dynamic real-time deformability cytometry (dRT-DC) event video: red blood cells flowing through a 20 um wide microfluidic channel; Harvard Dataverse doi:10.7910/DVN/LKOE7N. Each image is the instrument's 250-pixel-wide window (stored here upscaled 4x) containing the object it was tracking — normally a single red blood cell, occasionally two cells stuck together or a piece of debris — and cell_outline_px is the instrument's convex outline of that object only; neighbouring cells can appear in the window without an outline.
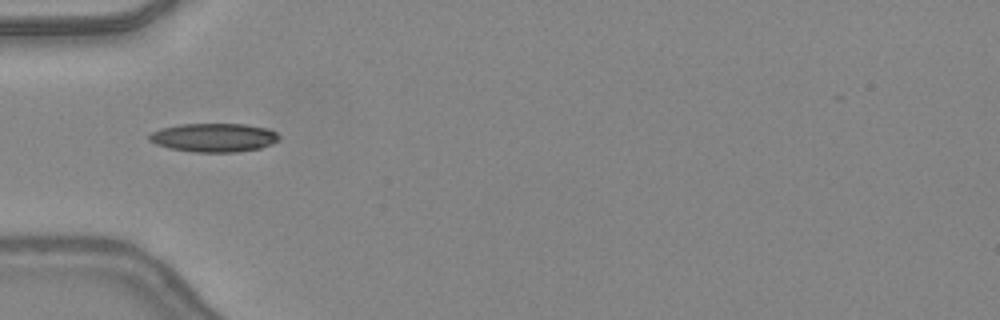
{"species": "common noctule bat (a hibernating species)", "species_latin": "Nyctalus noctula", "temperature_condition": "warm", "stored_images_in_passage": 9, "camera_frame_rate_fps": 3000, "um_per_image_px": 0.085, "animal": {"sex": "female", "body_mass_g": 24.6, "forearm_length_mm": 56.2}, "frame": {"image": 1, "passage_image": 1, "time_ms": 0.0, "image_size_px": [1000, 320], "cell_outline_px": [[280, 140], [272, 144], [260, 148], [236, 152], [192, 152], [168, 148], [156, 144], [148, 140], [148, 136], [152, 132], [160, 128], [180, 124], [244, 124], [268, 128], [276, 132], [280, 136]], "centroid_in_image_um": [18.18, 11.69], "position_along_channel_um": 66.8, "area_um2": 21.91}}
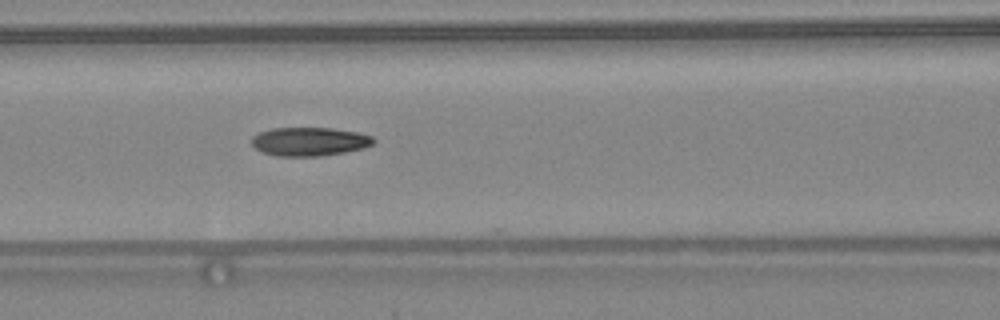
{"frame": {"image": 2, "passage_image": 6, "time_ms": 1.667, "image_size_px": [1000, 320], "cell_outline_px": [[376, 140], [372, 144], [364, 148], [344, 152], [320, 156], [276, 156], [260, 152], [252, 144], [252, 136], [260, 132], [272, 128], [332, 128], [360, 132], [372, 136]], "centroid_in_image_um": [26.31, 12.03], "position_along_channel_um": 140.3, "area_um2": 20.46}}